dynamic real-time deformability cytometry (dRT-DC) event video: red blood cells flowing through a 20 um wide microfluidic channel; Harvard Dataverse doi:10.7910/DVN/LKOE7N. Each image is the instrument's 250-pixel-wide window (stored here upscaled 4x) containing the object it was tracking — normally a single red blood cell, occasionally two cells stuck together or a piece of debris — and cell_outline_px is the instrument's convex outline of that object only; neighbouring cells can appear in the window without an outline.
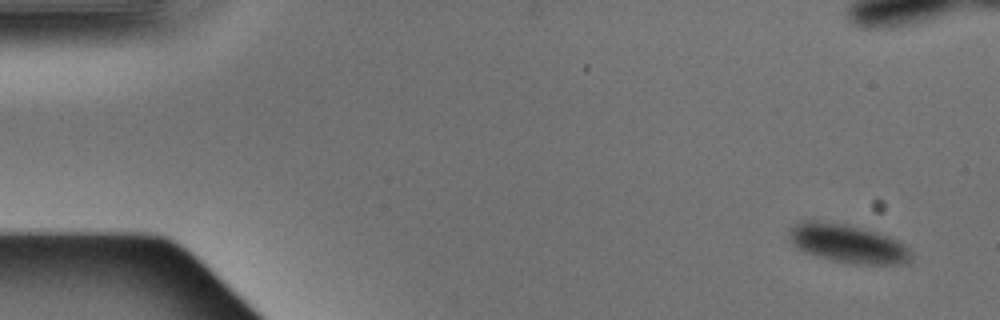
{"species": "Egyptian fruit bat (a non-hibernating species)", "species_latin": "Rousettus aegyptiacus", "temperature_condition": "warm", "stored_images_in_passage": 8, "camera_frame_rate_fps": 3000, "um_per_image_px": 0.085, "animal": {"sex": "male"}, "frame": {"image": 1, "passage_image": 6, "time_ms": 1.667, "image_size_px": [1000, 320], "cell_outline_px": [[912, 260], [908, 264], [856, 264], [832, 260], [816, 256], [804, 252], [796, 248], [788, 236], [788, 232], [800, 220], [816, 220], [848, 224], [880, 232], [900, 240], [908, 248], [912, 256]], "centroid_in_image_um": [72.09, 20.69], "position_along_channel_um": 12.9, "area_um2": 27.92}}